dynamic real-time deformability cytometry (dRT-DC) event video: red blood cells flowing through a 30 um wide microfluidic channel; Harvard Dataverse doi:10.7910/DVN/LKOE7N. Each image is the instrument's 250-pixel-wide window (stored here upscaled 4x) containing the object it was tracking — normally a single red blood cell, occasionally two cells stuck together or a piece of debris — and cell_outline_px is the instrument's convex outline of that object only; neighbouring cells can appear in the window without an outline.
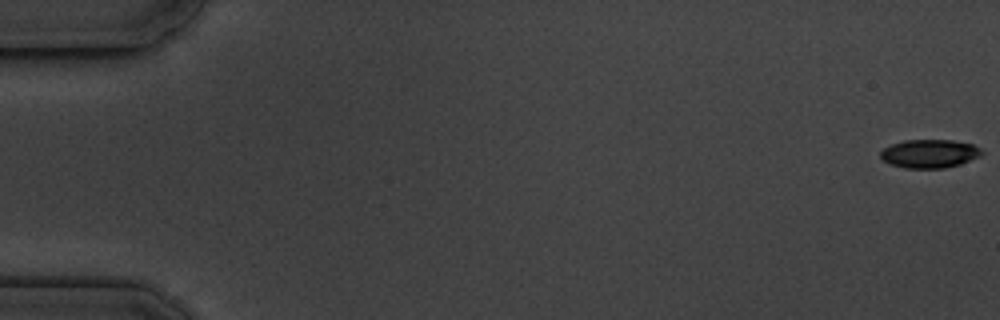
{"species": "common noctule bat (a hibernating species)", "species_latin": "Nyctalus noctula", "temperature_condition": "cold", "stored_images_in_passage": 6, "camera_frame_rate_fps": 3000, "um_per_image_px": 0.085, "animal": {"sex": "male", "body_mass_g": 19.5, "forearm_length_mm": 54.6}, "frame": {"image": 1, "passage_image": 1, "time_ms": 0.0, "image_size_px": [1000, 320], "cell_outline_px": [[984, 152], [980, 156], [960, 164], [944, 168], [904, 168], [892, 164], [884, 160], [880, 156], [880, 152], [884, 148], [892, 144], [904, 140], [952, 140], [972, 144], [980, 148]], "centroid_in_image_um": [79.02, 13.05], "position_along_channel_um": 6.0, "area_um2": 16.7}}
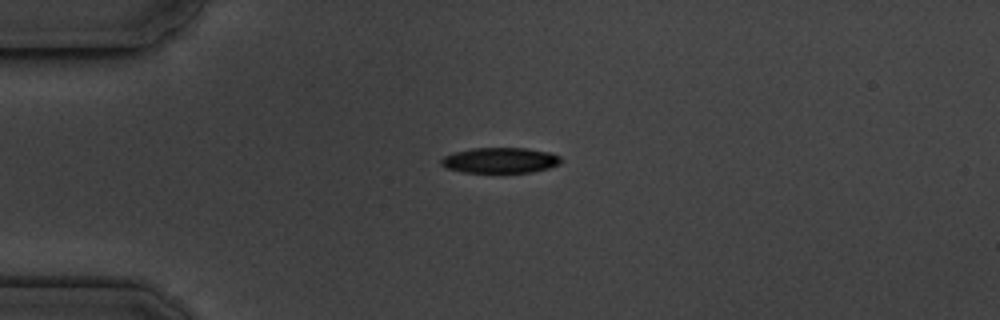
{"frame": {"image": 2, "passage_image": 5, "time_ms": 4.667, "image_size_px": [1000, 320], "cell_outline_px": [[560, 164], [548, 168], [532, 172], [464, 172], [448, 168], [440, 164], [440, 160], [444, 156], [456, 152], [472, 148], [528, 148], [548, 152], [560, 156]], "centroid_in_image_um": [42.52, 13.62], "position_along_channel_um": 42.5, "area_um2": 17.63}}